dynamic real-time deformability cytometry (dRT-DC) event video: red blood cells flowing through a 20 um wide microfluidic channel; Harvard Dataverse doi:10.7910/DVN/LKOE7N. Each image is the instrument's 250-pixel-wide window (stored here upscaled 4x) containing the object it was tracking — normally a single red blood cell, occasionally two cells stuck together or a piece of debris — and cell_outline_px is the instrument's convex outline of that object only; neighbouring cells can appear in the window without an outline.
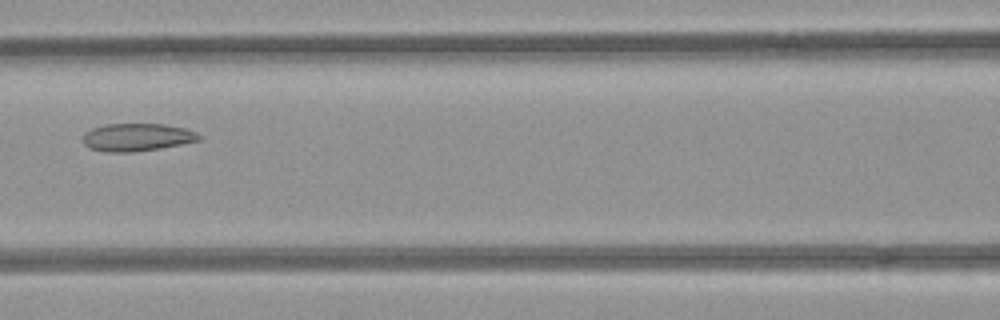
{"species": "common noctule bat (a hibernating species)", "species_latin": "Nyctalus noctula", "temperature_condition": "room temperature", "stored_images_in_passage": 4, "camera_frame_rate_fps": 3000, "um_per_image_px": 0.085, "animal": {"sex": "female", "body_mass_g": 21.9}, "frame": {"image": 1, "passage_image": 3, "time_ms": 0.667, "image_size_px": [1000, 320], "cell_outline_px": [[200, 140], [160, 148], [132, 152], [108, 152], [88, 148], [84, 144], [84, 132], [92, 128], [104, 124], [164, 124], [184, 128], [196, 132], [200, 136]], "centroid_in_image_um": [11.61, 11.66], "position_along_channel_um": 155.0, "area_um2": 18.67}}
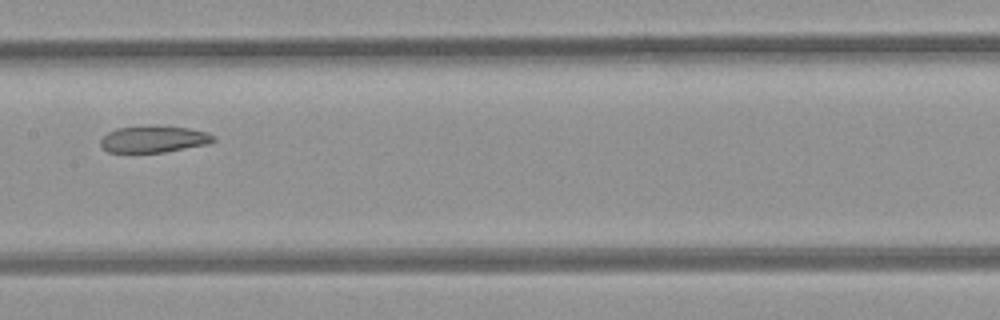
{"frame": {"image": 2, "passage_image": 4, "time_ms": 1.0, "image_size_px": [1000, 320], "cell_outline_px": [[216, 140], [208, 144], [164, 152], [108, 152], [100, 144], [100, 140], [108, 132], [116, 128], [188, 128], [208, 132], [216, 136]], "centroid_in_image_um": [13.11, 11.86], "position_along_channel_um": 194.3, "area_um2": 16.82}}